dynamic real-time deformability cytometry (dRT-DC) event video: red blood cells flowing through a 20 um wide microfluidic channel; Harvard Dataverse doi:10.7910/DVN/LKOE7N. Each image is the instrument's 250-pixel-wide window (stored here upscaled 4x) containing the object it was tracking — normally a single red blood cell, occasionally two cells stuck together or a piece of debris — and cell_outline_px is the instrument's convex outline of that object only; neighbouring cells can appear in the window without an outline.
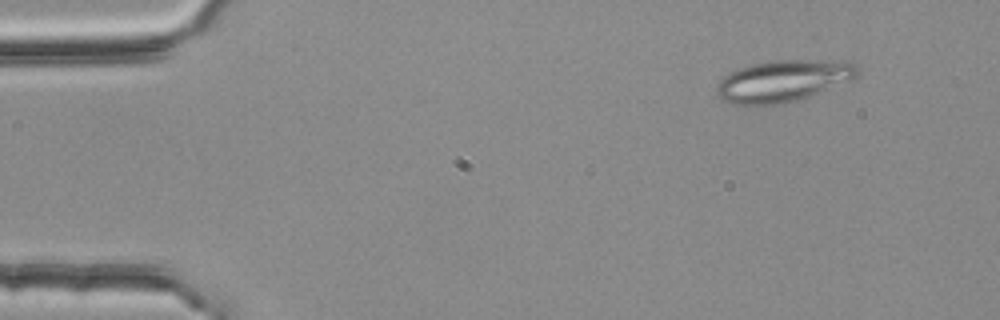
{"species": "common noctule bat (a hibernating species)", "species_latin": "Nyctalus noctula", "temperature_condition": "room temperature", "stored_images_in_passage": 54, "camera_frame_rate_fps": 3000, "um_per_image_px": 0.085, "animal": {"sex": "female", "body_mass_g": 25.1}, "frame": {"image": 1, "passage_image": 6, "time_ms": 1.667, "image_size_px": [1000, 320], "cell_outline_px": [[860, 72], [852, 80], [808, 96], [796, 100], [780, 104], [744, 108], [732, 104], [724, 100], [716, 92], [716, 84], [724, 76], [740, 68], [752, 64], [772, 60], [804, 60], [852, 64]], "centroid_in_image_um": [66.44, 6.93], "position_along_channel_um": 18.6, "area_um2": 33.93}}
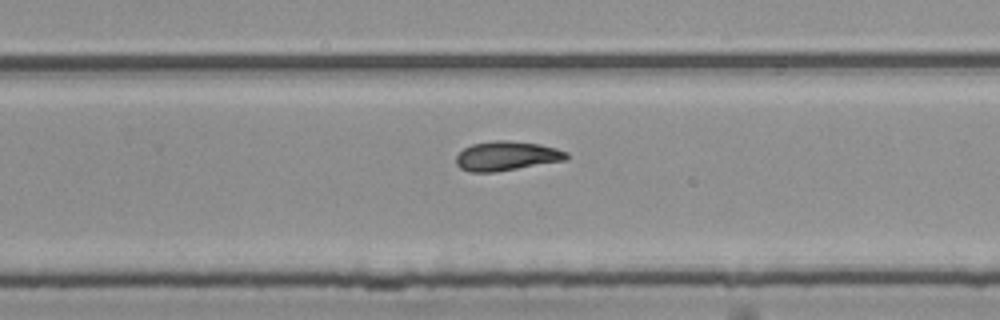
{"frame": {"image": 2, "passage_image": 35, "time_ms": 11.333, "image_size_px": [1000, 320], "cell_outline_px": [[568, 160], [492, 172], [472, 172], [460, 168], [456, 164], [456, 156], [464, 148], [472, 144], [492, 140], [508, 140], [540, 144], [556, 148], [568, 152]], "centroid_in_image_um": [43.07, 13.24], "position_along_channel_um": 286.7, "area_um2": 18.9}}
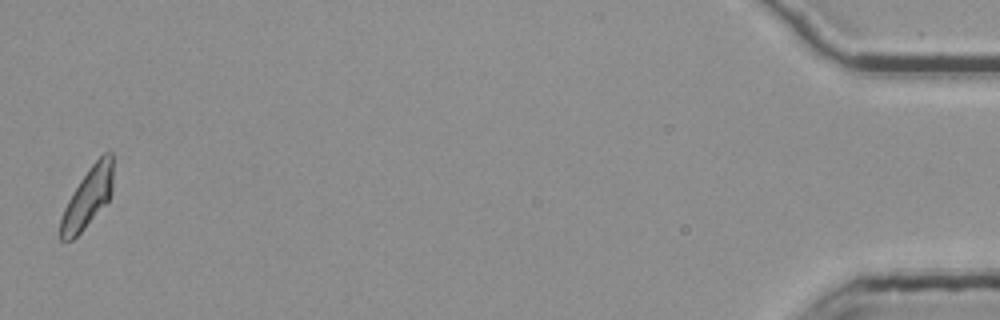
{"frame": {"image": 3, "passage_image": 54, "time_ms": 17.667, "image_size_px": [1000, 320], "cell_outline_px": [[112, 188], [108, 200], [84, 228], [72, 240], [60, 240], [60, 220], [64, 208], [72, 192], [80, 180], [92, 164], [104, 152], [112, 152]], "centroid_in_image_um": [7.43, 16.79], "position_along_channel_um": 427.8, "area_um2": 17.92}}